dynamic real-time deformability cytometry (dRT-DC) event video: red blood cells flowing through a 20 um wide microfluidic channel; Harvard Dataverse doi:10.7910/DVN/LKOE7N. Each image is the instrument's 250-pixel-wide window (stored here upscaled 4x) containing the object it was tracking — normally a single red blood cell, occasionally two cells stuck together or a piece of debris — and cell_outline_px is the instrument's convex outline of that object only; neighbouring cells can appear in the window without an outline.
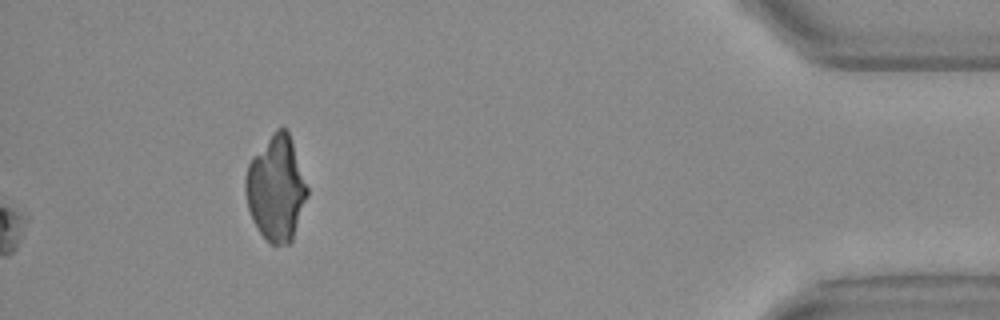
{"species": "Egyptian fruit bat (a non-hibernating species)", "species_latin": "Rousettus aegyptiacus", "temperature_condition": "warm", "stored_images_in_passage": 46, "camera_frame_rate_fps": 3000, "um_per_image_px": 0.085, "animal": {"sex": "female"}, "frame": {"image": 1, "passage_image": 46, "time_ms": 15.0, "image_size_px": [1000, 320], "cell_outline_px": [[308, 196], [292, 240], [288, 244], [268, 244], [256, 228], [252, 220], [248, 208], [244, 192], [244, 176], [248, 164], [252, 156], [272, 132], [276, 128], [284, 128], [288, 132], [308, 188]], "centroid_in_image_um": [23.43, 16.04], "position_along_channel_um": 411.8, "area_um2": 37.97}, "authors_computed_cell_mechanics": {"area_um2": 21.7906, "velocity_mm_per_s": 3.769, "shape_relaxation_time_tau1_ms": 6.0367, "shape_relaxation_time_tau2_ms": null, "deformation_change_tau1": 0.1604, "deformation_change_tau2": null}}